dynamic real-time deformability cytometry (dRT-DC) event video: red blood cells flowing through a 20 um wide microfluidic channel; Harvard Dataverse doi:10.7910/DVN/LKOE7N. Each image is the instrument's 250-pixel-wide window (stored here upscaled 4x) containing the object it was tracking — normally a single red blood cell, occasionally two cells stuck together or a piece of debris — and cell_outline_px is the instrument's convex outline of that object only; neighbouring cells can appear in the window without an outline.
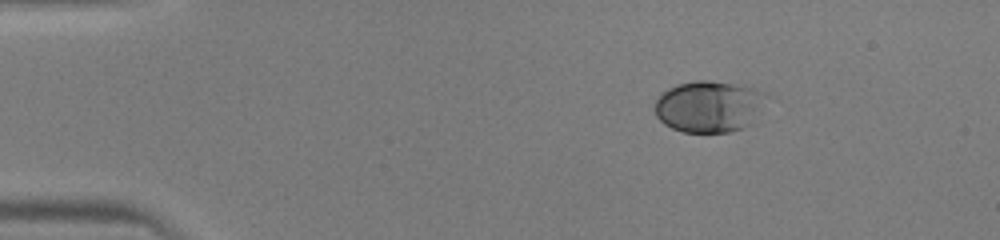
{"species": "human", "species_latin": "Homo sapiens", "temperature_condition": "warm", "stored_images_in_passage": 40, "camera_frame_rate_fps": 3000, "um_per_image_px": 0.085, "donor": {"sex": "male"}, "frame": {"image": 1, "passage_image": 1, "time_ms": 0.0, "image_size_px": [1000, 240], "cell_outline_px": [[768, 96], [756, 124], [732, 132], [684, 132], [672, 128], [664, 124], [656, 116], [652, 104], [668, 88], [676, 84], [696, 80], [708, 80], [732, 84], [752, 88], [764, 92]], "centroid_in_image_um": [60.3, 9.07], "position_along_channel_um": 24.7, "area_um2": 34.16}}
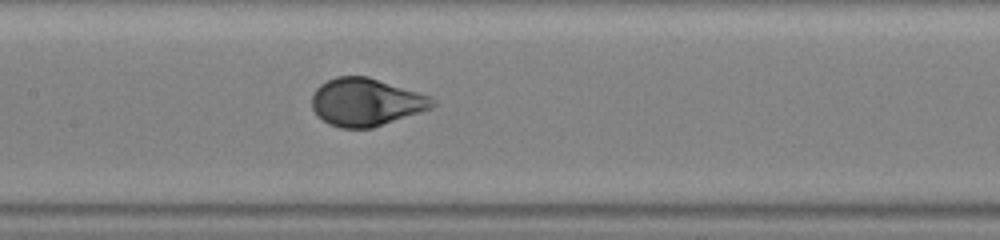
{"frame": {"image": 2, "passage_image": 17, "time_ms": 5.333, "image_size_px": [1000, 240], "cell_outline_px": [[436, 104], [432, 108], [372, 128], [340, 128], [328, 124], [312, 108], [312, 96], [316, 88], [320, 84], [336, 76], [368, 76], [428, 96]], "centroid_in_image_um": [31.07, 8.68], "position_along_channel_um": 176.3, "area_um2": 33.12}}
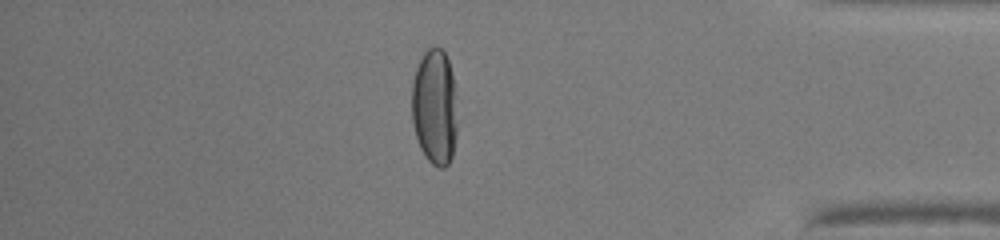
{"frame": {"image": 3, "passage_image": 34, "time_ms": 11.0, "image_size_px": [1000, 240], "cell_outline_px": [[456, 136], [452, 156], [448, 164], [444, 168], [440, 168], [432, 164], [428, 160], [420, 148], [416, 136], [412, 120], [412, 80], [416, 68], [424, 52], [428, 48], [436, 44], [444, 52], [448, 60], [452, 72], [456, 96]], "centroid_in_image_um": [36.95, 9.08], "position_along_channel_um": 398.3, "area_um2": 31.04}}